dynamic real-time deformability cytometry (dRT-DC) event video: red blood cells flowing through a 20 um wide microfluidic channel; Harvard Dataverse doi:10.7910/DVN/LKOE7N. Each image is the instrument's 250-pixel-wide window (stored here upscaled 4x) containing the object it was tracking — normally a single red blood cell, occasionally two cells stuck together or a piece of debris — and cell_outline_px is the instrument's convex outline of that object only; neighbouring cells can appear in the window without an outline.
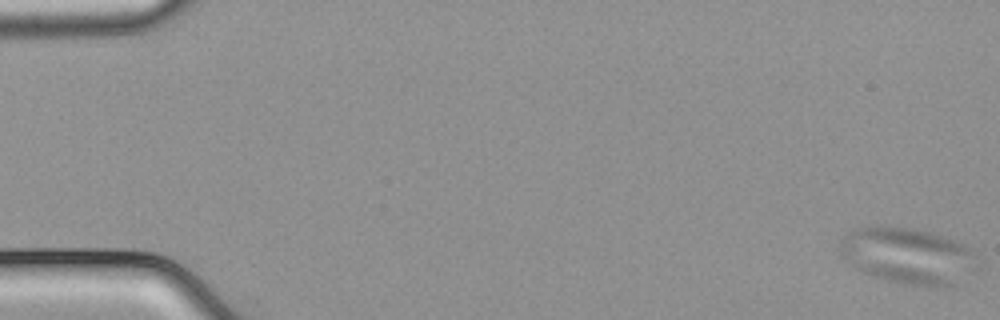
{"species": "common noctule bat (a hibernating species)", "species_latin": "Nyctalus noctula", "temperature_condition": "cold", "stored_images_in_passage": 56, "camera_frame_rate_fps": 3000, "um_per_image_px": 0.085, "animal": {"sex": "male", "body_mass_g": 21.5, "forearm_length_mm": 52.0}, "frame": {"image": 1, "passage_image": 1, "time_ms": 0.0, "image_size_px": [1000, 320], "cell_outline_px": [[984, 260], [972, 272], [952, 288], [936, 288], [908, 284], [888, 280], [872, 276], [852, 268], [840, 252], [840, 240], [852, 228], [876, 224], [880, 224], [916, 228], [932, 232], [964, 244], [972, 248]], "centroid_in_image_um": [77.23, 21.73], "position_along_channel_um": 7.8, "area_um2": 46.82}}
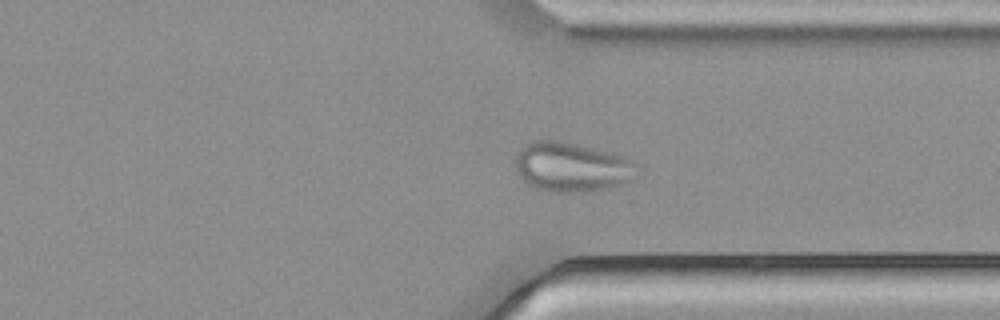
{"frame": {"image": 2, "passage_image": 43, "time_ms": 14.0, "image_size_px": [1000, 320], "cell_outline_px": [[640, 172], [636, 176], [608, 188], [588, 192], [552, 192], [532, 188], [516, 172], [516, 152], [524, 144], [532, 140], [556, 140], [616, 152], [628, 156], [640, 164]], "centroid_in_image_um": [48.64, 14.18], "position_along_channel_um": 362.8, "area_um2": 35.95}}